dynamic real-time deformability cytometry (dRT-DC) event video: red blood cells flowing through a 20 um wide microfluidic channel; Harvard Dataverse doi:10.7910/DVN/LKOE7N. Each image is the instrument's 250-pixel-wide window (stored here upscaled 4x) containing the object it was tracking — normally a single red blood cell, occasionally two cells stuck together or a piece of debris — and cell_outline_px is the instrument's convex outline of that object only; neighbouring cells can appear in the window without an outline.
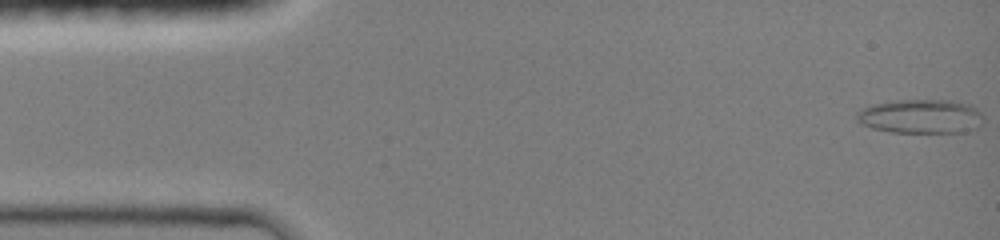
{"species": "common noctule bat (a hibernating species)", "species_latin": "Nyctalus noctula", "temperature_condition": "room temperature", "stored_images_in_passage": 45, "camera_frame_rate_fps": 3000, "um_per_image_px": 0.085, "animal": {"sex": "female", "body_mass_g": 19.0, "forearm_length_mm": 51.5}, "frame": {"image": 1, "passage_image": 1, "time_ms": 0.0, "image_size_px": [1000, 240], "cell_outline_px": [[980, 124], [976, 128], [964, 132], [888, 132], [872, 128], [860, 124], [856, 120], [856, 112], [860, 108], [888, 100], [948, 100], [968, 104], [976, 108], [980, 112]], "centroid_in_image_um": [78.17, 9.89], "position_along_channel_um": 6.8, "area_um2": 25.26}}
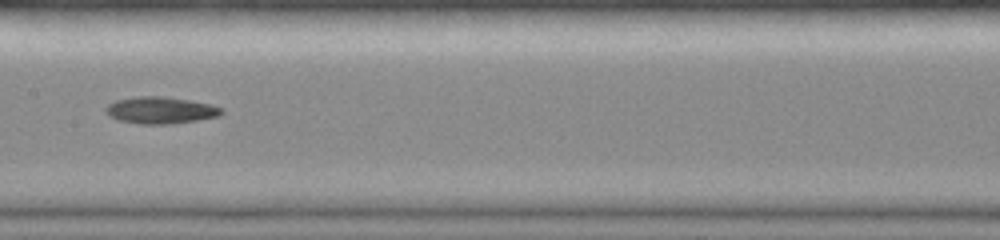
{"frame": {"image": 2, "passage_image": 23, "time_ms": 7.333, "image_size_px": [1000, 240], "cell_outline_px": [[224, 112], [220, 116], [172, 124], [140, 124], [116, 120], [104, 108], [108, 104], [116, 100], [140, 96], [164, 96], [188, 100], [208, 104], [220, 108]], "centroid_in_image_um": [13.63, 9.37], "position_along_channel_um": 193.8, "area_um2": 17.92}}
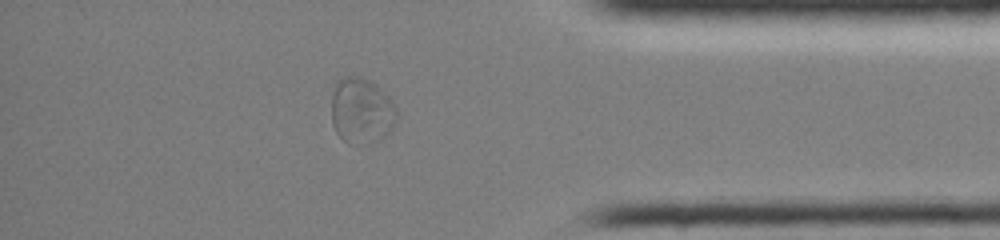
{"frame": {"image": 3, "passage_image": 39, "time_ms": 12.667, "image_size_px": [1000, 240], "cell_outline_px": [[400, 116], [392, 128], [380, 140], [364, 144], [348, 144], [336, 132], [332, 124], [332, 92], [336, 80], [344, 76], [360, 76], [376, 84], [396, 104]], "centroid_in_image_um": [30.75, 9.41], "position_along_channel_um": 404.5, "area_um2": 25.61}, "authors_computed_cell_mechanics": {"area_um2": 18.3226, "velocity_mm_per_s": 4.1958, "shape_relaxation_time_tau1_ms": 4.3498, "shape_relaxation_time_tau2_ms": null, "deformation_change_tau1": 0.1264, "deformation_change_tau2": null}}